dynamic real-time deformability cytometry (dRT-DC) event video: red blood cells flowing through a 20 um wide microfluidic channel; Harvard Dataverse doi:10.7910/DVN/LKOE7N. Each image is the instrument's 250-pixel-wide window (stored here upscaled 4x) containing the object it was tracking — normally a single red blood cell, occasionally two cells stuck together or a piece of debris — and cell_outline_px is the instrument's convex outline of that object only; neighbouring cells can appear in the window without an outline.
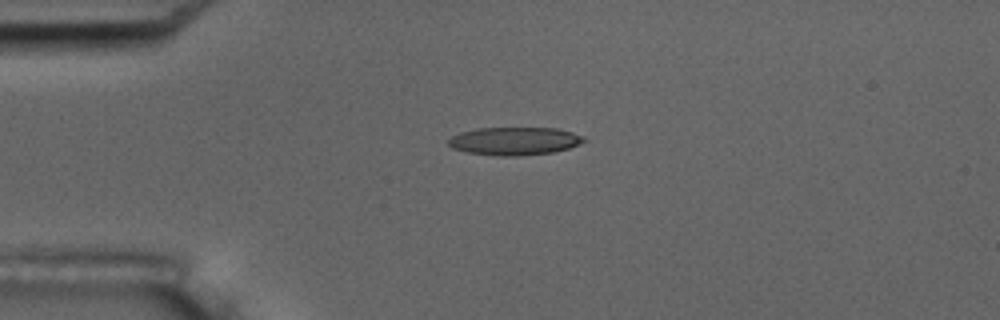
{"species": "common noctule bat (a hibernating species)", "species_latin": "Nyctalus noctula", "temperature_condition": "room temperature", "stored_images_in_passage": 6, "camera_frame_rate_fps": 3000, "um_per_image_px": 0.085, "animal": {"sex": "male", "body_mass_g": 17.5, "forearm_length_mm": 52.3}, "frame": {"image": 1, "passage_image": 4, "time_ms": 3.333, "image_size_px": [1000, 320], "cell_outline_px": [[588, 140], [580, 144], [568, 148], [552, 152], [516, 156], [496, 156], [468, 152], [452, 148], [448, 144], [448, 140], [452, 136], [460, 132], [480, 128], [556, 128], [572, 132], [584, 136]], "centroid_in_image_um": [43.75, 11.99], "position_along_channel_um": 41.3, "area_um2": 22.08}}